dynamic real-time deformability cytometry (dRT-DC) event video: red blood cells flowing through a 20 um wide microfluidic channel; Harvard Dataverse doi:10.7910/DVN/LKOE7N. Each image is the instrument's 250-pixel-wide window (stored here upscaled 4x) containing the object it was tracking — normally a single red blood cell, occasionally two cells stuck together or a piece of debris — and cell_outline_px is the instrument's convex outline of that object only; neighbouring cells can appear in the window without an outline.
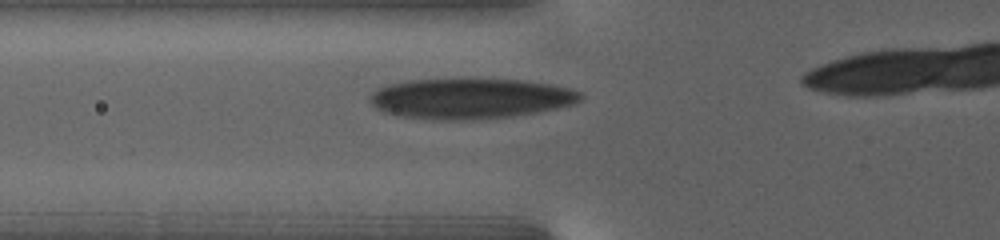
{"species": "human", "species_latin": "Homo sapiens", "temperature_condition": "warm", "stored_images_in_passage": 41, "camera_frame_rate_fps": 3000, "um_per_image_px": 0.085, "donor": {"sex": "female"}, "frame": {"image": 1, "passage_image": 10, "time_ms": 3.333, "image_size_px": [1000, 240], "cell_outline_px": [[584, 96], [576, 104], [536, 112], [512, 116], [472, 120], [432, 120], [400, 116], [384, 112], [376, 108], [372, 104], [372, 92], [380, 88], [392, 84], [408, 80], [524, 80], [552, 84], [584, 92]], "centroid_in_image_um": [40.05, 8.39], "position_along_channel_um": 85.8, "area_um2": 49.3}}
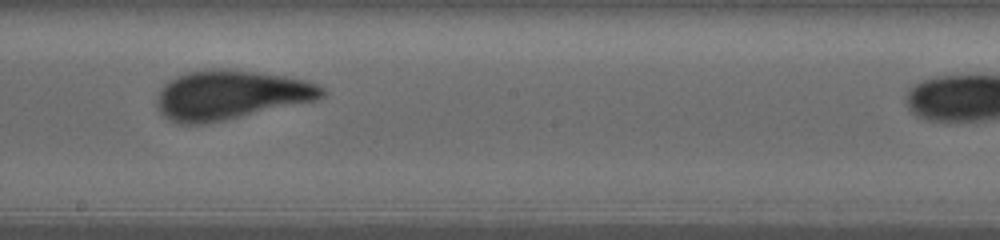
{"frame": {"image": 2, "passage_image": 24, "time_ms": 8.667, "image_size_px": [1000, 240], "cell_outline_px": [[328, 92], [324, 96], [316, 100], [224, 120], [204, 124], [176, 124], [168, 120], [156, 108], [156, 100], [160, 88], [168, 80], [176, 76], [188, 72], [212, 68], [224, 68], [288, 76], [304, 80], [316, 84], [324, 88]], "centroid_in_image_um": [19.55, 8.06], "position_along_channel_um": 228.6, "area_um2": 47.63}}
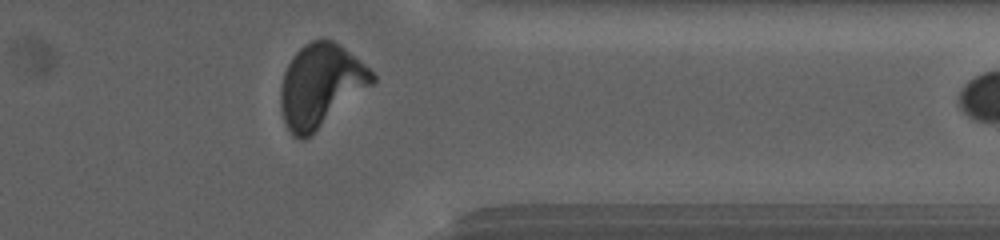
{"frame": {"image": 3, "passage_image": 40, "time_ms": 14.667, "image_size_px": [1000, 240], "cell_outline_px": [[376, 80], [372, 84], [312, 136], [304, 140], [300, 140], [292, 136], [288, 132], [280, 108], [280, 88], [284, 72], [288, 64], [296, 52], [304, 44], [312, 40], [332, 40], [344, 48], [364, 64], [376, 76]], "centroid_in_image_um": [27.22, 7.32], "position_along_channel_um": 384.2, "area_um2": 44.27}}